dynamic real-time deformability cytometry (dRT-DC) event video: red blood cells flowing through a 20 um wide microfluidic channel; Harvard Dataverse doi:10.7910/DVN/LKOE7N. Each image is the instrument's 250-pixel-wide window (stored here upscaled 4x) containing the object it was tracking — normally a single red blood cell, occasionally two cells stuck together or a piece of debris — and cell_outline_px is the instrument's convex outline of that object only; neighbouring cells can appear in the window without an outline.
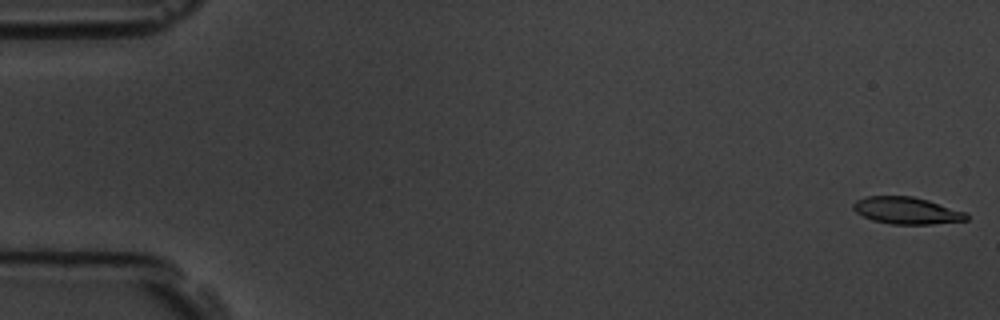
{"species": "common noctule bat (a hibernating species)", "species_latin": "Nyctalus noctula", "temperature_condition": "room temperature", "stored_images_in_passage": 55, "camera_frame_rate_fps": 3000, "um_per_image_px": 0.085, "animal": {"sex": "male", "body_mass_g": 19.5, "forearm_length_mm": 54.6}, "frame": {"image": 1, "passage_image": 1, "time_ms": 0.0, "image_size_px": [1000, 320], "cell_outline_px": [[968, 220], [932, 224], [892, 224], [872, 220], [856, 212], [852, 208], [852, 204], [856, 200], [864, 196], [912, 196], [928, 200], [968, 212]], "centroid_in_image_um": [77.08, 17.89], "position_along_channel_um": 7.9, "area_um2": 17.92}}
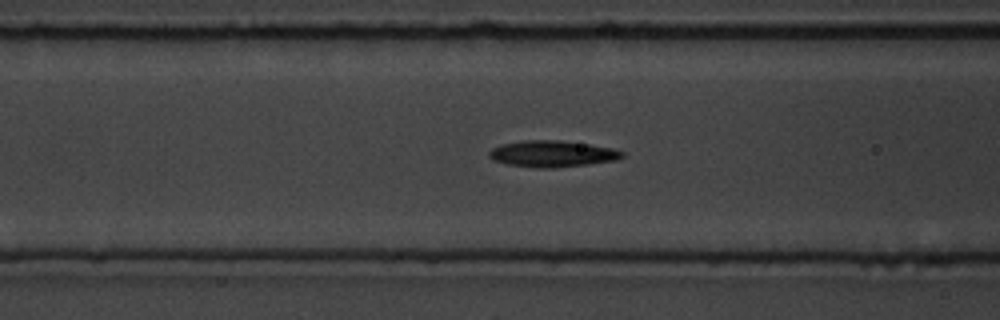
{"frame": {"image": 2, "passage_image": 23, "time_ms": 7.333, "image_size_px": [1000, 320], "cell_outline_px": [[624, 156], [616, 160], [588, 164], [552, 168], [540, 168], [504, 164], [492, 160], [488, 156], [488, 152], [492, 148], [500, 144], [524, 140], [560, 140], [588, 144], [612, 148], [624, 152]], "centroid_in_image_um": [46.89, 13.07], "position_along_channel_um": 119.7, "area_um2": 20.58}}
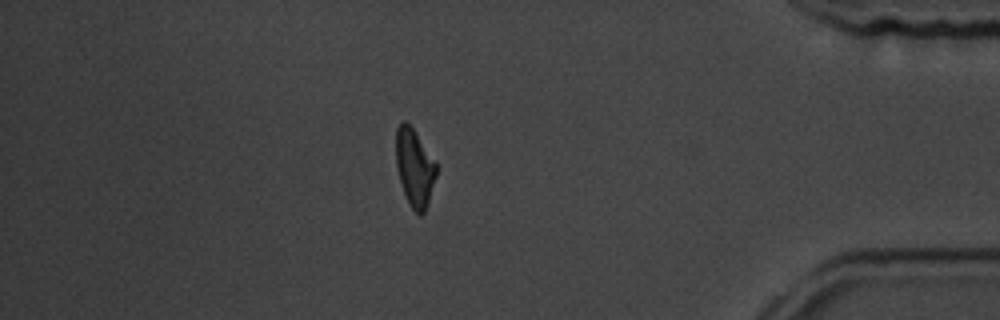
{"frame": {"image": 3, "passage_image": 50, "time_ms": 16.333, "image_size_px": [1000, 320], "cell_outline_px": [[436, 176], [424, 212], [420, 216], [408, 204], [404, 196], [396, 164], [396, 128], [400, 120], [404, 120], [412, 128], [436, 160]], "centroid_in_image_um": [35.22, 14.23], "position_along_channel_um": 400.0, "area_um2": 18.21}, "authors_computed_cell_mechanics": {"area_um2": 19.1896, "velocity_mm_per_s": 3.5377, "shape_relaxation_time_tau1_ms": 3.5225, "shape_relaxation_time_tau2_ms": 2.7156, "deformation_change_tau1": 0.1506, "deformation_change_tau2": 0.0982}}